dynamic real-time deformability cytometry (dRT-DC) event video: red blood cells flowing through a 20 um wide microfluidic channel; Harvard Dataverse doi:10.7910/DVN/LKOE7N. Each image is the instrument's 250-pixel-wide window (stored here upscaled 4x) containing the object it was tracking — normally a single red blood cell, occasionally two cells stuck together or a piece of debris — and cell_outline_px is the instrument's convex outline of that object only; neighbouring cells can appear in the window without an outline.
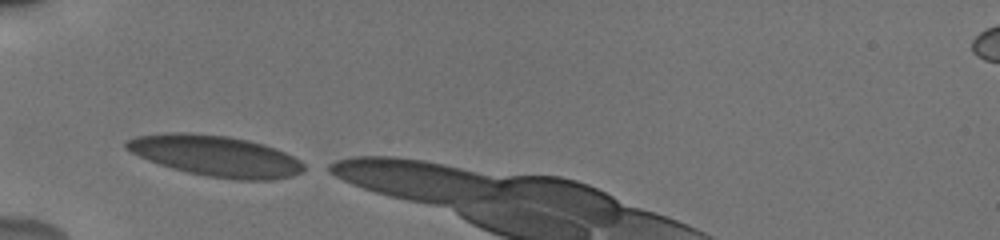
{"species": "human", "species_latin": "Homo sapiens", "temperature_condition": "cold", "stored_images_in_passage": 8, "camera_frame_rate_fps": 3000, "um_per_image_px": 0.085, "donor": {"sex": "male"}, "frame": {"image": 1, "passage_image": 1, "time_ms": 0.0, "image_size_px": [1000, 240], "cell_outline_px": [[304, 172], [292, 176], [272, 180], [236, 180], [208, 176], [188, 172], [172, 168], [148, 160], [124, 148], [124, 140], [136, 136], [168, 132], [192, 132], [228, 136], [248, 140], [264, 144], [284, 152], [300, 160], [304, 164]], "centroid_in_image_um": [18.32, 13.24], "position_along_channel_um": 66.7, "area_um2": 42.43}}
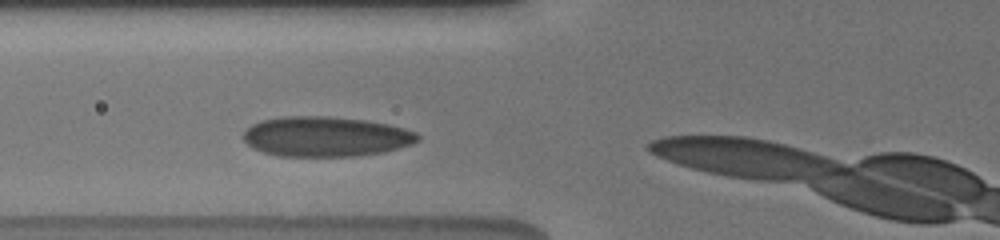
{"frame": {"image": 2, "passage_image": 4, "time_ms": 1.0, "image_size_px": [1000, 240], "cell_outline_px": [[420, 140], [412, 144], [380, 152], [356, 156], [280, 156], [264, 152], [252, 148], [240, 136], [252, 124], [260, 120], [280, 116], [328, 116], [364, 120], [388, 124], [404, 128], [416, 132], [420, 136]], "centroid_in_image_um": [27.65, 11.6], "position_along_channel_um": 98.1, "area_um2": 40.75}}
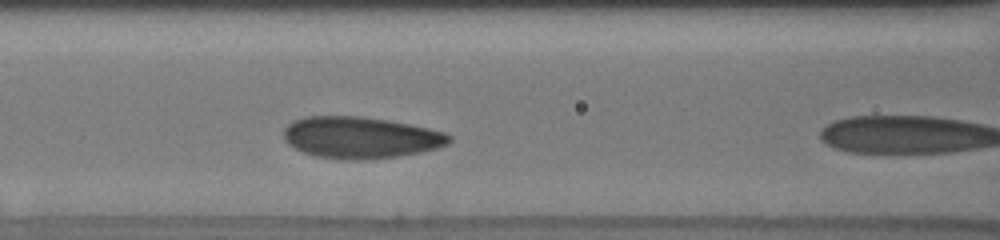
{"frame": {"image": 3, "passage_image": 7, "time_ms": 2.0, "image_size_px": [1000, 240], "cell_outline_px": [[452, 140], [448, 144], [436, 148], [420, 152], [400, 156], [356, 160], [352, 160], [316, 156], [304, 152], [288, 144], [284, 140], [284, 128], [292, 120], [304, 116], [360, 116], [388, 120], [428, 128], [444, 132], [452, 136]], "centroid_in_image_um": [30.63, 11.68], "position_along_channel_um": 136.0, "area_um2": 40.06}}